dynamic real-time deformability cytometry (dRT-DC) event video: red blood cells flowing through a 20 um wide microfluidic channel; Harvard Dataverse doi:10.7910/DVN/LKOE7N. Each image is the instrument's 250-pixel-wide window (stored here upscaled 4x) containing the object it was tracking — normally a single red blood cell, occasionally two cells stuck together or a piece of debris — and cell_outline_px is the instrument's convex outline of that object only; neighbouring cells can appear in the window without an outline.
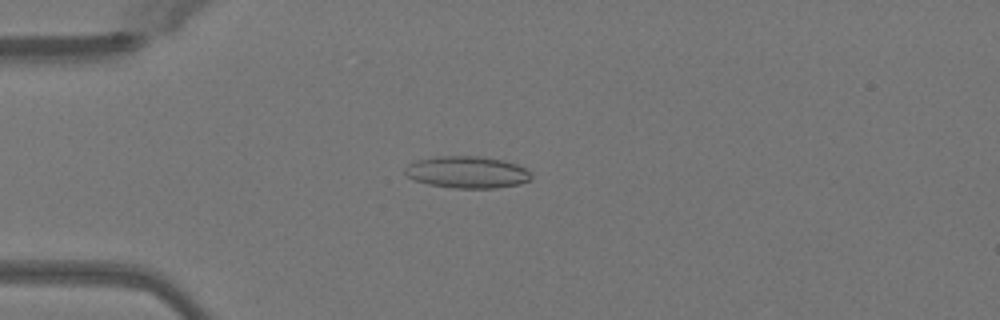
{"species": "Egyptian fruit bat (a non-hibernating species)", "species_latin": "Rousettus aegyptiacus", "temperature_condition": "warm", "stored_images_in_passage": 42, "camera_frame_rate_fps": 3000, "um_per_image_px": 0.085, "animal": {"sex": "female"}, "frame": {"image": 1, "passage_image": 5, "time_ms": 1.333, "image_size_px": [1000, 320], "cell_outline_px": [[532, 180], [520, 184], [496, 188], [452, 188], [428, 184], [416, 180], [408, 176], [404, 172], [404, 168], [408, 164], [416, 160], [440, 156], [480, 156], [504, 160], [516, 164], [532, 172]], "centroid_in_image_um": [39.74, 14.64], "position_along_channel_um": 45.3, "area_um2": 23.64}}
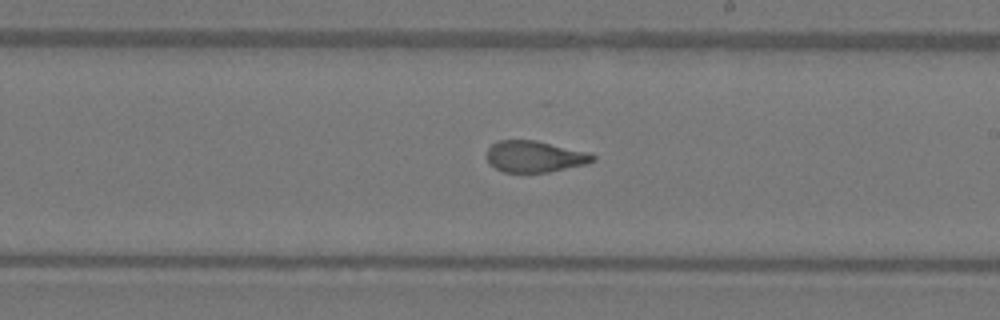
{"frame": {"image": 2, "passage_image": 21, "time_ms": 6.667, "image_size_px": [1000, 320], "cell_outline_px": [[596, 160], [588, 164], [548, 172], [504, 172], [488, 164], [484, 156], [488, 148], [492, 144], [500, 140], [536, 140], [588, 152], [596, 156]], "centroid_in_image_um": [45.43, 13.3], "position_along_channel_um": 243.6, "area_um2": 19.65}}
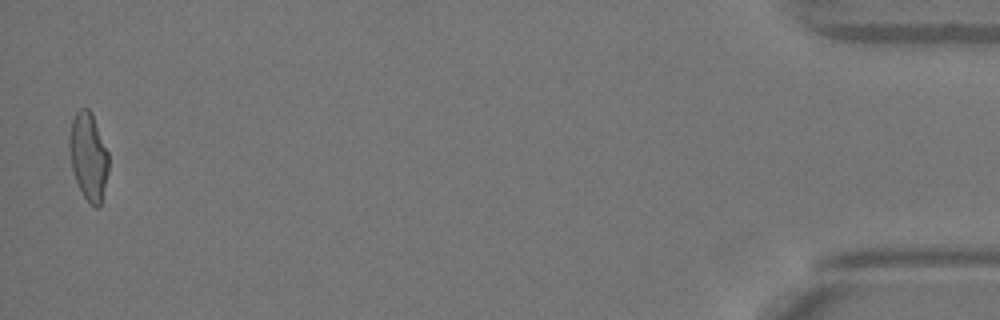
{"frame": {"image": 3, "passage_image": 41, "time_ms": 13.333, "image_size_px": [1000, 320], "cell_outline_px": [[108, 172], [100, 204], [96, 208], [84, 196], [76, 180], [72, 168], [68, 144], [72, 120], [76, 112], [80, 108], [88, 108], [92, 112], [108, 152]], "centroid_in_image_um": [7.51, 13.24], "position_along_channel_um": 427.7, "area_um2": 19.71}, "authors_computed_cell_mechanics": {"area_um2": 20.1722, "velocity_mm_per_s": 4.0955, "shape_relaxation_time_tau1_ms": null, "shape_relaxation_time_tau2_ms": 1.2492, "deformation_change_tau1": null, "deformation_change_tau2": 0.0852}}